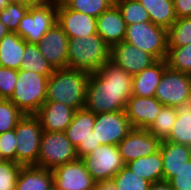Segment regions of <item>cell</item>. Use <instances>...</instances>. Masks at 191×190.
<instances>
[{
    "label": "cell",
    "mask_w": 191,
    "mask_h": 190,
    "mask_svg": "<svg viewBox=\"0 0 191 190\" xmlns=\"http://www.w3.org/2000/svg\"><path fill=\"white\" fill-rule=\"evenodd\" d=\"M52 185V170L37 166H22L15 190H48Z\"/></svg>",
    "instance_id": "7402d4cb"
},
{
    "label": "cell",
    "mask_w": 191,
    "mask_h": 190,
    "mask_svg": "<svg viewBox=\"0 0 191 190\" xmlns=\"http://www.w3.org/2000/svg\"><path fill=\"white\" fill-rule=\"evenodd\" d=\"M98 146H100V142L96 141L95 132L92 130L84 142H80L79 146L76 148L78 158L81 159L82 157L89 155V153Z\"/></svg>",
    "instance_id": "60d3db41"
},
{
    "label": "cell",
    "mask_w": 191,
    "mask_h": 190,
    "mask_svg": "<svg viewBox=\"0 0 191 190\" xmlns=\"http://www.w3.org/2000/svg\"><path fill=\"white\" fill-rule=\"evenodd\" d=\"M96 27L97 34L110 47L124 41L127 25L115 4L97 17Z\"/></svg>",
    "instance_id": "d6986e66"
},
{
    "label": "cell",
    "mask_w": 191,
    "mask_h": 190,
    "mask_svg": "<svg viewBox=\"0 0 191 190\" xmlns=\"http://www.w3.org/2000/svg\"><path fill=\"white\" fill-rule=\"evenodd\" d=\"M56 23L57 0H45L29 8L15 33L27 43L38 44Z\"/></svg>",
    "instance_id": "5b68a950"
},
{
    "label": "cell",
    "mask_w": 191,
    "mask_h": 190,
    "mask_svg": "<svg viewBox=\"0 0 191 190\" xmlns=\"http://www.w3.org/2000/svg\"><path fill=\"white\" fill-rule=\"evenodd\" d=\"M43 133L36 115H24L15 128L16 163L22 166H37Z\"/></svg>",
    "instance_id": "52a82bcc"
},
{
    "label": "cell",
    "mask_w": 191,
    "mask_h": 190,
    "mask_svg": "<svg viewBox=\"0 0 191 190\" xmlns=\"http://www.w3.org/2000/svg\"><path fill=\"white\" fill-rule=\"evenodd\" d=\"M108 60H111V47L98 34L69 39L67 67L91 74Z\"/></svg>",
    "instance_id": "3957f363"
},
{
    "label": "cell",
    "mask_w": 191,
    "mask_h": 190,
    "mask_svg": "<svg viewBox=\"0 0 191 190\" xmlns=\"http://www.w3.org/2000/svg\"><path fill=\"white\" fill-rule=\"evenodd\" d=\"M133 129L125 110L95 114L96 141L100 145H118Z\"/></svg>",
    "instance_id": "8fae6325"
},
{
    "label": "cell",
    "mask_w": 191,
    "mask_h": 190,
    "mask_svg": "<svg viewBox=\"0 0 191 190\" xmlns=\"http://www.w3.org/2000/svg\"><path fill=\"white\" fill-rule=\"evenodd\" d=\"M160 152L163 162V180L168 181L191 159V147L161 140Z\"/></svg>",
    "instance_id": "ffe728a7"
},
{
    "label": "cell",
    "mask_w": 191,
    "mask_h": 190,
    "mask_svg": "<svg viewBox=\"0 0 191 190\" xmlns=\"http://www.w3.org/2000/svg\"><path fill=\"white\" fill-rule=\"evenodd\" d=\"M187 107H189L191 109V93H190V96L188 99Z\"/></svg>",
    "instance_id": "c3c4849f"
},
{
    "label": "cell",
    "mask_w": 191,
    "mask_h": 190,
    "mask_svg": "<svg viewBox=\"0 0 191 190\" xmlns=\"http://www.w3.org/2000/svg\"><path fill=\"white\" fill-rule=\"evenodd\" d=\"M115 5L120 10L126 25L150 21L148 11L138 0H117Z\"/></svg>",
    "instance_id": "4dcf8cb0"
},
{
    "label": "cell",
    "mask_w": 191,
    "mask_h": 190,
    "mask_svg": "<svg viewBox=\"0 0 191 190\" xmlns=\"http://www.w3.org/2000/svg\"><path fill=\"white\" fill-rule=\"evenodd\" d=\"M165 60L170 69L191 75V44L168 47Z\"/></svg>",
    "instance_id": "1f68e13d"
},
{
    "label": "cell",
    "mask_w": 191,
    "mask_h": 190,
    "mask_svg": "<svg viewBox=\"0 0 191 190\" xmlns=\"http://www.w3.org/2000/svg\"><path fill=\"white\" fill-rule=\"evenodd\" d=\"M117 190H149L151 183L126 165L112 178Z\"/></svg>",
    "instance_id": "d6a6232c"
},
{
    "label": "cell",
    "mask_w": 191,
    "mask_h": 190,
    "mask_svg": "<svg viewBox=\"0 0 191 190\" xmlns=\"http://www.w3.org/2000/svg\"><path fill=\"white\" fill-rule=\"evenodd\" d=\"M166 67L167 63L165 59L157 60L150 67L133 75L132 95L154 97Z\"/></svg>",
    "instance_id": "44dd1931"
},
{
    "label": "cell",
    "mask_w": 191,
    "mask_h": 190,
    "mask_svg": "<svg viewBox=\"0 0 191 190\" xmlns=\"http://www.w3.org/2000/svg\"><path fill=\"white\" fill-rule=\"evenodd\" d=\"M16 143L15 129L0 134V155L2 160L16 162Z\"/></svg>",
    "instance_id": "f35d334b"
},
{
    "label": "cell",
    "mask_w": 191,
    "mask_h": 190,
    "mask_svg": "<svg viewBox=\"0 0 191 190\" xmlns=\"http://www.w3.org/2000/svg\"><path fill=\"white\" fill-rule=\"evenodd\" d=\"M165 140L191 147V109L189 107L178 108L177 119Z\"/></svg>",
    "instance_id": "83f0119b"
},
{
    "label": "cell",
    "mask_w": 191,
    "mask_h": 190,
    "mask_svg": "<svg viewBox=\"0 0 191 190\" xmlns=\"http://www.w3.org/2000/svg\"><path fill=\"white\" fill-rule=\"evenodd\" d=\"M163 106L155 97L132 95L127 101L125 112L133 128L148 129Z\"/></svg>",
    "instance_id": "e0dca14e"
},
{
    "label": "cell",
    "mask_w": 191,
    "mask_h": 190,
    "mask_svg": "<svg viewBox=\"0 0 191 190\" xmlns=\"http://www.w3.org/2000/svg\"><path fill=\"white\" fill-rule=\"evenodd\" d=\"M149 190H174L166 180L151 183Z\"/></svg>",
    "instance_id": "7bdbcfd3"
},
{
    "label": "cell",
    "mask_w": 191,
    "mask_h": 190,
    "mask_svg": "<svg viewBox=\"0 0 191 190\" xmlns=\"http://www.w3.org/2000/svg\"><path fill=\"white\" fill-rule=\"evenodd\" d=\"M124 41L152 55L156 60L166 59L168 29L151 21L127 25Z\"/></svg>",
    "instance_id": "8992f818"
},
{
    "label": "cell",
    "mask_w": 191,
    "mask_h": 190,
    "mask_svg": "<svg viewBox=\"0 0 191 190\" xmlns=\"http://www.w3.org/2000/svg\"><path fill=\"white\" fill-rule=\"evenodd\" d=\"M133 75L108 60L89 76L85 108L94 114L125 110Z\"/></svg>",
    "instance_id": "6da1fadb"
},
{
    "label": "cell",
    "mask_w": 191,
    "mask_h": 190,
    "mask_svg": "<svg viewBox=\"0 0 191 190\" xmlns=\"http://www.w3.org/2000/svg\"><path fill=\"white\" fill-rule=\"evenodd\" d=\"M24 115L9 99H0V134L15 129Z\"/></svg>",
    "instance_id": "e575fe53"
},
{
    "label": "cell",
    "mask_w": 191,
    "mask_h": 190,
    "mask_svg": "<svg viewBox=\"0 0 191 190\" xmlns=\"http://www.w3.org/2000/svg\"><path fill=\"white\" fill-rule=\"evenodd\" d=\"M81 160L97 183L112 181V178L125 166L116 145H100Z\"/></svg>",
    "instance_id": "30bf717a"
},
{
    "label": "cell",
    "mask_w": 191,
    "mask_h": 190,
    "mask_svg": "<svg viewBox=\"0 0 191 190\" xmlns=\"http://www.w3.org/2000/svg\"><path fill=\"white\" fill-rule=\"evenodd\" d=\"M160 143L161 140L147 129L133 128L117 147L126 164L140 157L154 154L159 150Z\"/></svg>",
    "instance_id": "4fadbf2b"
},
{
    "label": "cell",
    "mask_w": 191,
    "mask_h": 190,
    "mask_svg": "<svg viewBox=\"0 0 191 190\" xmlns=\"http://www.w3.org/2000/svg\"><path fill=\"white\" fill-rule=\"evenodd\" d=\"M9 32L8 28L0 21V40Z\"/></svg>",
    "instance_id": "bcb514c9"
},
{
    "label": "cell",
    "mask_w": 191,
    "mask_h": 190,
    "mask_svg": "<svg viewBox=\"0 0 191 190\" xmlns=\"http://www.w3.org/2000/svg\"><path fill=\"white\" fill-rule=\"evenodd\" d=\"M53 185L57 190H96L97 182L86 170L81 159L52 169Z\"/></svg>",
    "instance_id": "7c38bea8"
},
{
    "label": "cell",
    "mask_w": 191,
    "mask_h": 190,
    "mask_svg": "<svg viewBox=\"0 0 191 190\" xmlns=\"http://www.w3.org/2000/svg\"><path fill=\"white\" fill-rule=\"evenodd\" d=\"M75 111L63 103L45 101L36 116L40 119L43 131L65 132L72 122Z\"/></svg>",
    "instance_id": "ac0fdd59"
},
{
    "label": "cell",
    "mask_w": 191,
    "mask_h": 190,
    "mask_svg": "<svg viewBox=\"0 0 191 190\" xmlns=\"http://www.w3.org/2000/svg\"><path fill=\"white\" fill-rule=\"evenodd\" d=\"M69 38L56 23L37 44L40 52L54 69L67 67Z\"/></svg>",
    "instance_id": "9a60e30c"
},
{
    "label": "cell",
    "mask_w": 191,
    "mask_h": 190,
    "mask_svg": "<svg viewBox=\"0 0 191 190\" xmlns=\"http://www.w3.org/2000/svg\"><path fill=\"white\" fill-rule=\"evenodd\" d=\"M10 4L9 0H0V11Z\"/></svg>",
    "instance_id": "7dc6e473"
},
{
    "label": "cell",
    "mask_w": 191,
    "mask_h": 190,
    "mask_svg": "<svg viewBox=\"0 0 191 190\" xmlns=\"http://www.w3.org/2000/svg\"><path fill=\"white\" fill-rule=\"evenodd\" d=\"M148 11L150 21L169 29L178 19L173 0H138Z\"/></svg>",
    "instance_id": "484cf974"
},
{
    "label": "cell",
    "mask_w": 191,
    "mask_h": 190,
    "mask_svg": "<svg viewBox=\"0 0 191 190\" xmlns=\"http://www.w3.org/2000/svg\"><path fill=\"white\" fill-rule=\"evenodd\" d=\"M20 69L50 76L55 70L40 52L37 44L26 43Z\"/></svg>",
    "instance_id": "4316f807"
},
{
    "label": "cell",
    "mask_w": 191,
    "mask_h": 190,
    "mask_svg": "<svg viewBox=\"0 0 191 190\" xmlns=\"http://www.w3.org/2000/svg\"><path fill=\"white\" fill-rule=\"evenodd\" d=\"M45 0H9L10 3L22 4L27 7L37 5Z\"/></svg>",
    "instance_id": "f6af8a7d"
},
{
    "label": "cell",
    "mask_w": 191,
    "mask_h": 190,
    "mask_svg": "<svg viewBox=\"0 0 191 190\" xmlns=\"http://www.w3.org/2000/svg\"><path fill=\"white\" fill-rule=\"evenodd\" d=\"M97 190H117L113 181H103L97 183Z\"/></svg>",
    "instance_id": "ee69618b"
},
{
    "label": "cell",
    "mask_w": 191,
    "mask_h": 190,
    "mask_svg": "<svg viewBox=\"0 0 191 190\" xmlns=\"http://www.w3.org/2000/svg\"><path fill=\"white\" fill-rule=\"evenodd\" d=\"M48 190H57L56 188H55V186L54 185H52L51 187H49V189Z\"/></svg>",
    "instance_id": "681fc988"
},
{
    "label": "cell",
    "mask_w": 191,
    "mask_h": 190,
    "mask_svg": "<svg viewBox=\"0 0 191 190\" xmlns=\"http://www.w3.org/2000/svg\"><path fill=\"white\" fill-rule=\"evenodd\" d=\"M132 172L150 183L163 180V162L160 149L150 156H143L125 164Z\"/></svg>",
    "instance_id": "cb8c5ba5"
},
{
    "label": "cell",
    "mask_w": 191,
    "mask_h": 190,
    "mask_svg": "<svg viewBox=\"0 0 191 190\" xmlns=\"http://www.w3.org/2000/svg\"><path fill=\"white\" fill-rule=\"evenodd\" d=\"M18 70L12 68H0V99H10L14 93Z\"/></svg>",
    "instance_id": "74e56055"
},
{
    "label": "cell",
    "mask_w": 191,
    "mask_h": 190,
    "mask_svg": "<svg viewBox=\"0 0 191 190\" xmlns=\"http://www.w3.org/2000/svg\"><path fill=\"white\" fill-rule=\"evenodd\" d=\"M191 93V75L165 68L154 97L165 106L181 108L187 106Z\"/></svg>",
    "instance_id": "9c48e42d"
},
{
    "label": "cell",
    "mask_w": 191,
    "mask_h": 190,
    "mask_svg": "<svg viewBox=\"0 0 191 190\" xmlns=\"http://www.w3.org/2000/svg\"><path fill=\"white\" fill-rule=\"evenodd\" d=\"M29 8L30 7L22 4L10 3L0 11V21L10 32H16L21 19L24 17Z\"/></svg>",
    "instance_id": "d590c367"
},
{
    "label": "cell",
    "mask_w": 191,
    "mask_h": 190,
    "mask_svg": "<svg viewBox=\"0 0 191 190\" xmlns=\"http://www.w3.org/2000/svg\"><path fill=\"white\" fill-rule=\"evenodd\" d=\"M22 165L11 161H0V190H15Z\"/></svg>",
    "instance_id": "8d00e7d4"
},
{
    "label": "cell",
    "mask_w": 191,
    "mask_h": 190,
    "mask_svg": "<svg viewBox=\"0 0 191 190\" xmlns=\"http://www.w3.org/2000/svg\"><path fill=\"white\" fill-rule=\"evenodd\" d=\"M174 190H191V159L168 180Z\"/></svg>",
    "instance_id": "ab89813d"
},
{
    "label": "cell",
    "mask_w": 191,
    "mask_h": 190,
    "mask_svg": "<svg viewBox=\"0 0 191 190\" xmlns=\"http://www.w3.org/2000/svg\"><path fill=\"white\" fill-rule=\"evenodd\" d=\"M95 17L66 8L57 0V23L69 39L97 34Z\"/></svg>",
    "instance_id": "5bb4252c"
},
{
    "label": "cell",
    "mask_w": 191,
    "mask_h": 190,
    "mask_svg": "<svg viewBox=\"0 0 191 190\" xmlns=\"http://www.w3.org/2000/svg\"><path fill=\"white\" fill-rule=\"evenodd\" d=\"M78 159L76 148L65 132L43 131L37 167L50 169Z\"/></svg>",
    "instance_id": "ba28073f"
},
{
    "label": "cell",
    "mask_w": 191,
    "mask_h": 190,
    "mask_svg": "<svg viewBox=\"0 0 191 190\" xmlns=\"http://www.w3.org/2000/svg\"><path fill=\"white\" fill-rule=\"evenodd\" d=\"M177 114L178 108L164 105L147 130L160 140H165L172 130Z\"/></svg>",
    "instance_id": "f1b7e54d"
},
{
    "label": "cell",
    "mask_w": 191,
    "mask_h": 190,
    "mask_svg": "<svg viewBox=\"0 0 191 190\" xmlns=\"http://www.w3.org/2000/svg\"><path fill=\"white\" fill-rule=\"evenodd\" d=\"M178 19L191 17V0H173Z\"/></svg>",
    "instance_id": "b9f144b4"
},
{
    "label": "cell",
    "mask_w": 191,
    "mask_h": 190,
    "mask_svg": "<svg viewBox=\"0 0 191 190\" xmlns=\"http://www.w3.org/2000/svg\"><path fill=\"white\" fill-rule=\"evenodd\" d=\"M95 124V114L86 108L76 110L72 122L65 130L67 138L77 148L88 137Z\"/></svg>",
    "instance_id": "d4e9b609"
},
{
    "label": "cell",
    "mask_w": 191,
    "mask_h": 190,
    "mask_svg": "<svg viewBox=\"0 0 191 190\" xmlns=\"http://www.w3.org/2000/svg\"><path fill=\"white\" fill-rule=\"evenodd\" d=\"M90 73L74 68H57L47 81L46 101L59 102L75 110L85 108Z\"/></svg>",
    "instance_id": "7a4b0ae2"
},
{
    "label": "cell",
    "mask_w": 191,
    "mask_h": 190,
    "mask_svg": "<svg viewBox=\"0 0 191 190\" xmlns=\"http://www.w3.org/2000/svg\"><path fill=\"white\" fill-rule=\"evenodd\" d=\"M111 61L128 73L135 75L157 60L150 54L125 41L111 47Z\"/></svg>",
    "instance_id": "2e32d148"
},
{
    "label": "cell",
    "mask_w": 191,
    "mask_h": 190,
    "mask_svg": "<svg viewBox=\"0 0 191 190\" xmlns=\"http://www.w3.org/2000/svg\"><path fill=\"white\" fill-rule=\"evenodd\" d=\"M191 44V17L177 19L168 29V47Z\"/></svg>",
    "instance_id": "836d02e7"
},
{
    "label": "cell",
    "mask_w": 191,
    "mask_h": 190,
    "mask_svg": "<svg viewBox=\"0 0 191 190\" xmlns=\"http://www.w3.org/2000/svg\"><path fill=\"white\" fill-rule=\"evenodd\" d=\"M66 8L91 15L95 18L110 9L114 0H59Z\"/></svg>",
    "instance_id": "f546056e"
},
{
    "label": "cell",
    "mask_w": 191,
    "mask_h": 190,
    "mask_svg": "<svg viewBox=\"0 0 191 190\" xmlns=\"http://www.w3.org/2000/svg\"><path fill=\"white\" fill-rule=\"evenodd\" d=\"M26 41L15 32H9L0 40L2 67L20 70Z\"/></svg>",
    "instance_id": "603a6c76"
},
{
    "label": "cell",
    "mask_w": 191,
    "mask_h": 190,
    "mask_svg": "<svg viewBox=\"0 0 191 190\" xmlns=\"http://www.w3.org/2000/svg\"><path fill=\"white\" fill-rule=\"evenodd\" d=\"M48 78L33 71L18 70L14 93L9 100L25 115H36L46 101Z\"/></svg>",
    "instance_id": "277c9868"
}]
</instances>
